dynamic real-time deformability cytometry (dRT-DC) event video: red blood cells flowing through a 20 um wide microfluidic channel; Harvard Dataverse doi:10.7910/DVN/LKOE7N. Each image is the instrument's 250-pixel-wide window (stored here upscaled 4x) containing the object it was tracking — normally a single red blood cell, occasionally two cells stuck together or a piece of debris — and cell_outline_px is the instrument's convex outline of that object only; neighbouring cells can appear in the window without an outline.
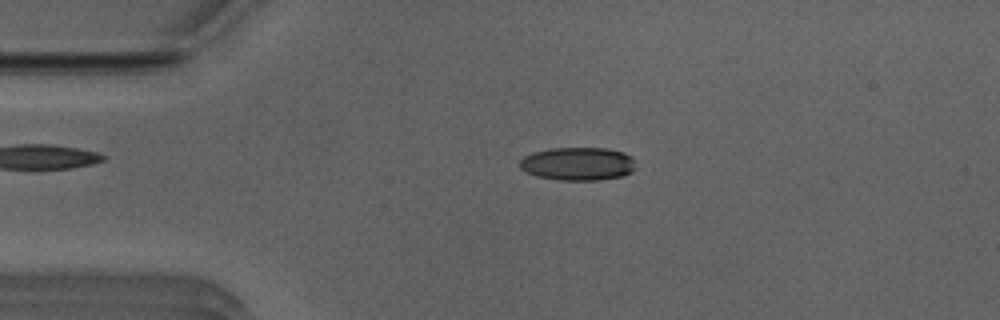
{"species": "Egyptian fruit bat (a non-hibernating species)", "species_latin": "Rousettus aegyptiacus", "temperature_condition": "room temperature", "stored_images_in_passage": 50, "camera_frame_rate_fps": 3000, "um_per_image_px": 0.085, "animal": {"sex": "male"}, "frame": {"image": 1, "passage_image": 10, "time_ms": 3.0, "image_size_px": [1000, 320], "cell_outline_px": [[636, 168], [632, 172], [620, 176], [600, 180], [560, 180], [536, 176], [520, 168], [520, 160], [524, 156], [532, 152], [552, 148], [608, 148], [624, 152], [632, 156]], "centroid_in_image_um": [49.14, 13.91], "position_along_channel_um": 35.9, "area_um2": 22.54}}
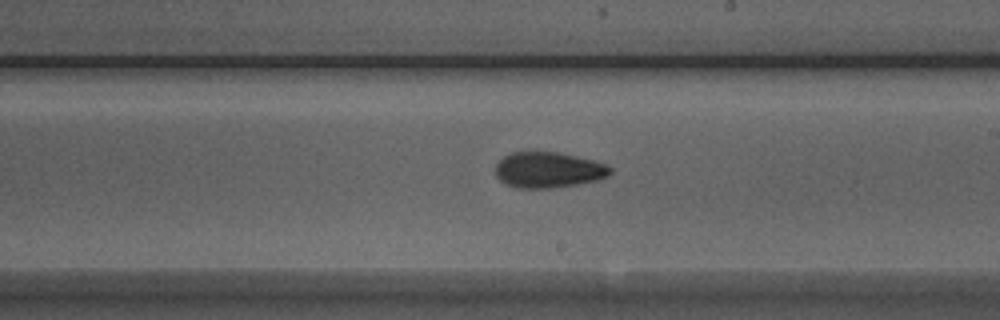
{"frame": {"image": 2, "passage_image": 28, "time_ms": 9.0, "image_size_px": [1000, 320], "cell_outline_px": [[612, 172], [608, 176], [600, 180], [552, 188], [516, 188], [504, 184], [496, 176], [496, 164], [504, 156], [512, 152], [560, 152], [592, 160], [604, 164], [612, 168]], "centroid_in_image_um": [46.6, 14.45], "position_along_channel_um": 242.4, "area_um2": 23.99}}
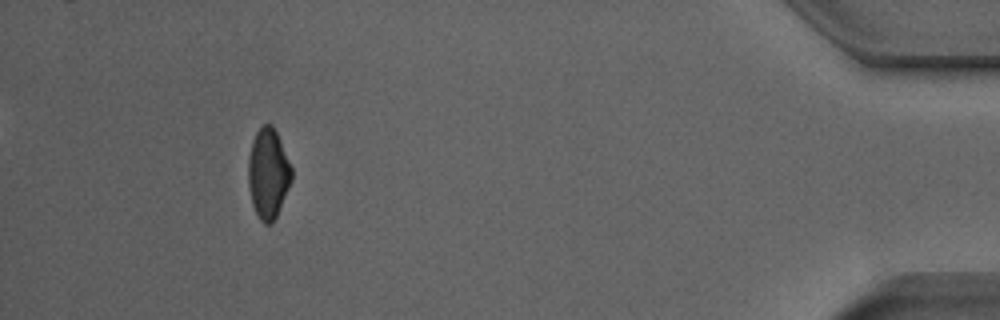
{"frame": {"image": 3, "passage_image": 46, "time_ms": 15.0, "image_size_px": [1000, 320], "cell_outline_px": [[292, 180], [276, 216], [272, 224], [264, 224], [260, 220], [252, 204], [248, 184], [248, 156], [252, 140], [256, 132], [264, 124], [272, 124], [280, 140], [292, 168]], "centroid_in_image_um": [22.78, 14.75], "position_along_channel_um": 412.4, "area_um2": 22.72}, "authors_computed_cell_mechanics": {"area_um2": 23.1778, "velocity_mm_per_s": 3.9821, "shape_relaxation_time_tau1_ms": 5.0984, "shape_relaxation_time_tau2_ms": 3.0759, "deformation_change_tau1": 0.1281, "deformation_change_tau2": 0.0959}}